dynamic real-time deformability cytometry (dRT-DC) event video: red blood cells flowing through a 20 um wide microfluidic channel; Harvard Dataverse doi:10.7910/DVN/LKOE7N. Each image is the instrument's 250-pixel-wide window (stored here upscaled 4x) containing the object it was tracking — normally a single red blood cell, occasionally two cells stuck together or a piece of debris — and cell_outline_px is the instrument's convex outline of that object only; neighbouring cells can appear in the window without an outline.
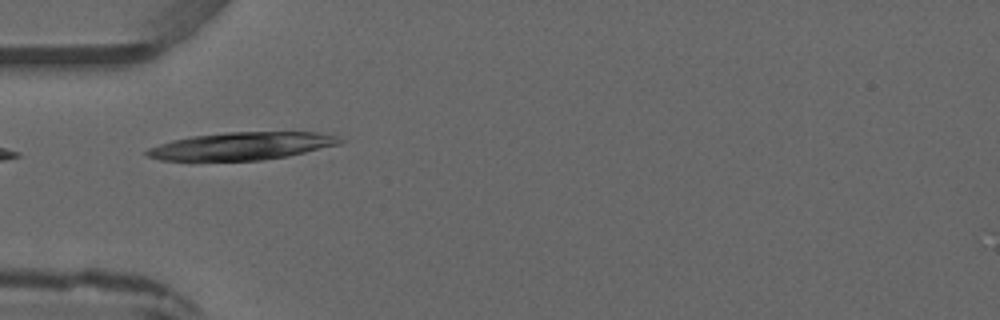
{"species": "common noctule bat (a hibernating species)", "species_latin": "Nyctalus noctula", "temperature_condition": "warm", "stored_images_in_passage": 5, "camera_frame_rate_fps": 3000, "um_per_image_px": 0.085, "animal": {"sex": "male", "forearm_length_mm": 52.5}, "frame": {"image": 1, "passage_image": 4, "time_ms": 3.667, "image_size_px": [1000, 320], "cell_outline_px": [[344, 140], [340, 144], [288, 156], [260, 160], [160, 160], [148, 156], [144, 152], [148, 148], [172, 140], [192, 136], [228, 132], [316, 132], [340, 136]], "centroid_in_image_um": [20.58, 12.4], "position_along_channel_um": 64.4, "area_um2": 30.92}}